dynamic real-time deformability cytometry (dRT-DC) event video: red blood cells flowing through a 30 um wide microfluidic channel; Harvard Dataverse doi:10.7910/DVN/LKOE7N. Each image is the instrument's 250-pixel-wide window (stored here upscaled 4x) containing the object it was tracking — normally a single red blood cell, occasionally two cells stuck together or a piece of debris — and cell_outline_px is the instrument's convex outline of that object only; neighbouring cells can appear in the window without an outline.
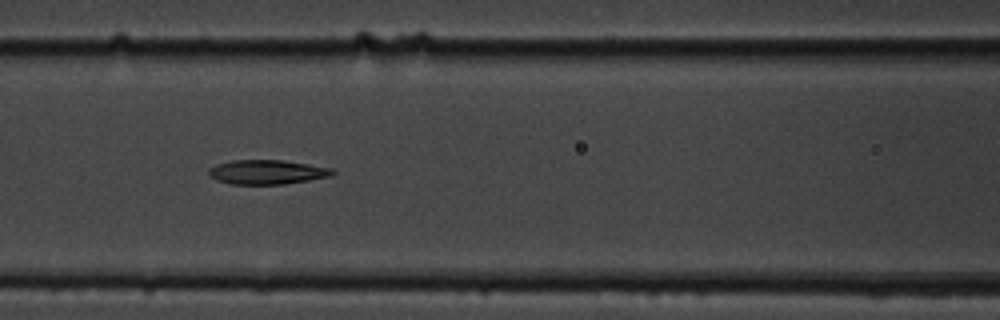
{"species": "common noctule bat (a hibernating species)", "species_latin": "Nyctalus noctula", "temperature_condition": "cold", "stored_images_in_passage": 8, "camera_frame_rate_fps": 3000, "um_per_image_px": 0.085, "animal": {"sex": "male", "body_mass_g": 19.5, "forearm_length_mm": 54.6}, "frame": {"image": 1, "passage_image": 8, "time_ms": 7.667, "image_size_px": [1000, 320], "cell_outline_px": [[336, 172], [332, 176], [284, 184], [228, 184], [216, 180], [208, 176], [208, 168], [216, 164], [232, 160], [284, 160], [332, 168]], "centroid_in_image_um": [22.66, 14.62], "position_along_channel_um": 143.9, "area_um2": 17.74}}